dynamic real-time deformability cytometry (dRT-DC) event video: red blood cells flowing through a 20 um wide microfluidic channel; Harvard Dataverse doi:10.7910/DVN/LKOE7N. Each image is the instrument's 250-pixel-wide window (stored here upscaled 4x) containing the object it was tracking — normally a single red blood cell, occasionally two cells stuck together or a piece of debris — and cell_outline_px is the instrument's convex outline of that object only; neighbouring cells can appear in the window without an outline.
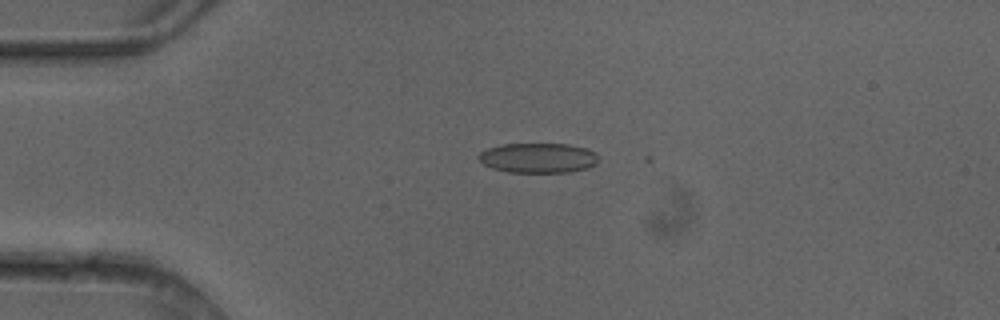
{"species": "common noctule bat (a hibernating species)", "species_latin": "Nyctalus noctula", "temperature_condition": "cold", "stored_images_in_passage": 5, "camera_frame_rate_fps": 3000, "um_per_image_px": 0.085, "animal": {"sex": "female"}, "frame": {"image": 1, "passage_image": 4, "time_ms": 1.0, "image_size_px": [1000, 320], "cell_outline_px": [[596, 164], [588, 168], [572, 172], [508, 172], [492, 168], [484, 164], [476, 156], [480, 152], [488, 148], [504, 144], [568, 144], [588, 148], [596, 152]], "centroid_in_image_um": [45.75, 13.42], "position_along_channel_um": 39.3, "area_um2": 20.92}}